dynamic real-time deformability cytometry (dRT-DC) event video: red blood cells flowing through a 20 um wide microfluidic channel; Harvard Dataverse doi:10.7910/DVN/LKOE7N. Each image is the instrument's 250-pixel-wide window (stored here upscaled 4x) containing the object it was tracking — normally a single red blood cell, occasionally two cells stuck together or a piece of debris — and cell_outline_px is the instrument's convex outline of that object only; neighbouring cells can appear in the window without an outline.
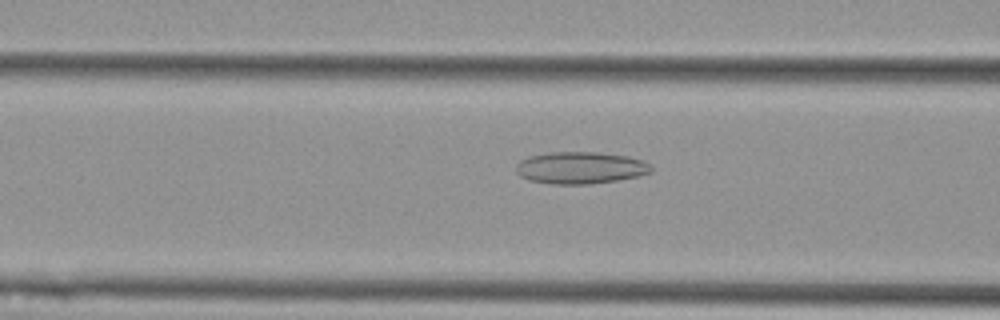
{"species": "Egyptian fruit bat (a non-hibernating species)", "species_latin": "Rousettus aegyptiacus", "temperature_condition": "cold", "stored_images_in_passage": 39, "camera_frame_rate_fps": 3000, "um_per_image_px": 0.085, "animal": {"sex": "female"}, "frame": {"image": 1, "passage_image": 9, "time_ms": 2.667, "image_size_px": [1000, 320], "cell_outline_px": [[652, 172], [636, 176], [616, 180], [592, 184], [552, 184], [528, 180], [520, 176], [516, 172], [516, 164], [520, 160], [528, 156], [548, 152], [596, 152], [628, 156], [644, 160], [652, 168]], "centroid_in_image_um": [49.3, 14.26], "position_along_channel_um": 117.3, "area_um2": 25.32}}
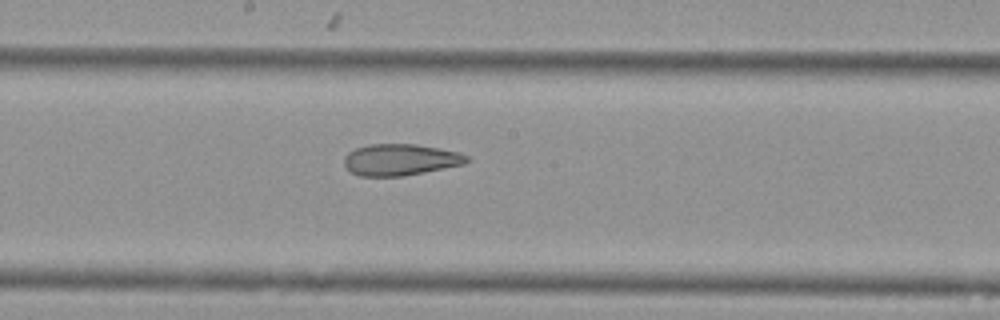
{"frame": {"image": 2, "passage_image": 17, "time_ms": 5.333, "image_size_px": [1000, 320], "cell_outline_px": [[468, 160], [464, 164], [400, 176], [360, 176], [352, 172], [344, 164], [344, 156], [348, 152], [356, 148], [368, 144], [416, 144], [440, 148], [460, 152], [468, 156]], "centroid_in_image_um": [34.01, 13.56], "position_along_channel_um": 214.2, "area_um2": 22.31}}
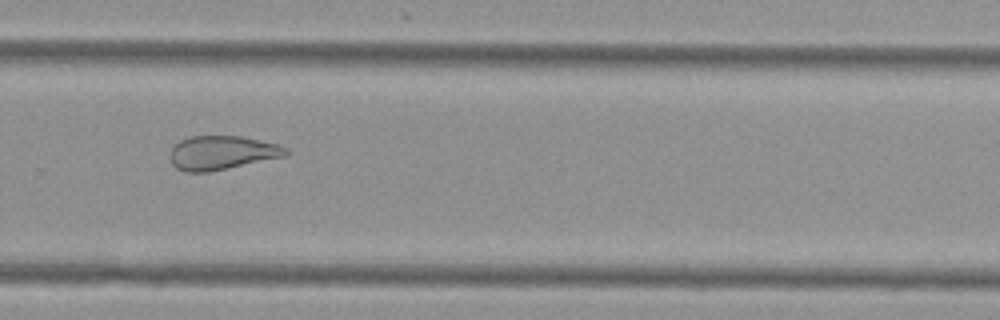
{"frame": {"image": 3, "passage_image": 25, "time_ms": 8.0, "image_size_px": [1000, 320], "cell_outline_px": [[288, 152], [284, 156], [228, 168], [208, 172], [184, 172], [176, 168], [172, 164], [168, 156], [172, 148], [180, 140], [188, 136], [240, 136], [276, 144], [288, 148]], "centroid_in_image_um": [18.79, 12.98], "position_along_channel_um": 311.0, "area_um2": 22.77}, "authors_computed_cell_mechanics": {"area_um2": 24.276, "velocity_mm_per_s": 3.6445, "shape_relaxation_time_tau1_ms": null, "shape_relaxation_time_tau2_ms": 3.809, "deformation_change_tau1": null, "deformation_change_tau2": 0.1175}}